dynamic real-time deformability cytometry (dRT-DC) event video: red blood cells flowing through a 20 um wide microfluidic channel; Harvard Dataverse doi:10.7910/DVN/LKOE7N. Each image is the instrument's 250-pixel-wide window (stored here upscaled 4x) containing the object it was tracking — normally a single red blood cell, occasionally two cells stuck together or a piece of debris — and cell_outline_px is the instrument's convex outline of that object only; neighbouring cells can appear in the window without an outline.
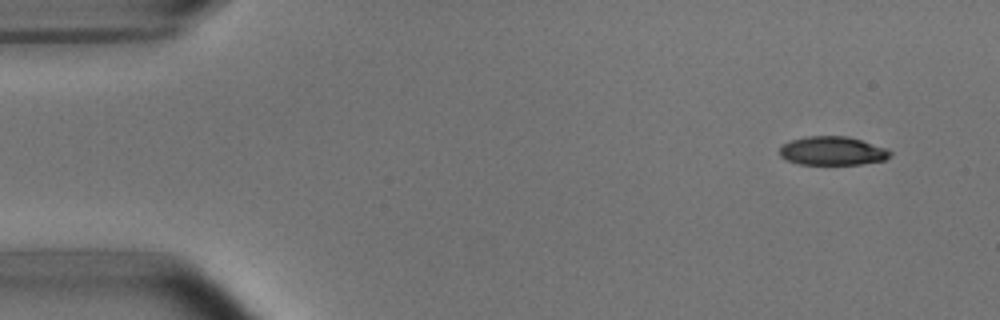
{"species": "common noctule bat (a hibernating species)", "species_latin": "Nyctalus noctula", "temperature_condition": "room temperature", "stored_images_in_passage": 2, "camera_frame_rate_fps": 3000, "um_per_image_px": 0.085, "animal": {"sex": "male", "body_mass_g": 15.6}, "frame": {"image": 1, "passage_image": 2, "time_ms": 2.333, "image_size_px": [1000, 320], "cell_outline_px": [[892, 156], [884, 160], [860, 164], [800, 164], [788, 160], [780, 156], [780, 148], [784, 144], [792, 140], [804, 136], [848, 136], [888, 148], [892, 152]], "centroid_in_image_um": [70.8, 12.82], "position_along_channel_um": 14.2, "area_um2": 18.5}}